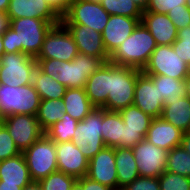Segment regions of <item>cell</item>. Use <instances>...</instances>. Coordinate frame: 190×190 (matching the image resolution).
Instances as JSON below:
<instances>
[{"label": "cell", "instance_id": "1", "mask_svg": "<svg viewBox=\"0 0 190 190\" xmlns=\"http://www.w3.org/2000/svg\"><path fill=\"white\" fill-rule=\"evenodd\" d=\"M58 24L37 18L11 19L8 29L2 34L4 52H21L36 58L46 34Z\"/></svg>", "mask_w": 190, "mask_h": 190}, {"label": "cell", "instance_id": "2", "mask_svg": "<svg viewBox=\"0 0 190 190\" xmlns=\"http://www.w3.org/2000/svg\"><path fill=\"white\" fill-rule=\"evenodd\" d=\"M37 66L67 88H85L88 78L106 63L102 58L79 53L72 61L35 59Z\"/></svg>", "mask_w": 190, "mask_h": 190}, {"label": "cell", "instance_id": "3", "mask_svg": "<svg viewBox=\"0 0 190 190\" xmlns=\"http://www.w3.org/2000/svg\"><path fill=\"white\" fill-rule=\"evenodd\" d=\"M157 46L149 30L140 22L132 34L111 54L109 62L142 71Z\"/></svg>", "mask_w": 190, "mask_h": 190}, {"label": "cell", "instance_id": "4", "mask_svg": "<svg viewBox=\"0 0 190 190\" xmlns=\"http://www.w3.org/2000/svg\"><path fill=\"white\" fill-rule=\"evenodd\" d=\"M141 70L108 62L109 94L102 107L119 112L133 105L137 76Z\"/></svg>", "mask_w": 190, "mask_h": 190}, {"label": "cell", "instance_id": "5", "mask_svg": "<svg viewBox=\"0 0 190 190\" xmlns=\"http://www.w3.org/2000/svg\"><path fill=\"white\" fill-rule=\"evenodd\" d=\"M40 96L32 84L11 87L0 84V116L13 114L35 115L40 106Z\"/></svg>", "mask_w": 190, "mask_h": 190}, {"label": "cell", "instance_id": "6", "mask_svg": "<svg viewBox=\"0 0 190 190\" xmlns=\"http://www.w3.org/2000/svg\"><path fill=\"white\" fill-rule=\"evenodd\" d=\"M32 181L47 177L58 171L55 142L45 134L22 152Z\"/></svg>", "mask_w": 190, "mask_h": 190}, {"label": "cell", "instance_id": "7", "mask_svg": "<svg viewBox=\"0 0 190 190\" xmlns=\"http://www.w3.org/2000/svg\"><path fill=\"white\" fill-rule=\"evenodd\" d=\"M102 108L95 107L82 121H79L73 136V143L84 156L91 160L106 147L102 139Z\"/></svg>", "mask_w": 190, "mask_h": 190}, {"label": "cell", "instance_id": "8", "mask_svg": "<svg viewBox=\"0 0 190 190\" xmlns=\"http://www.w3.org/2000/svg\"><path fill=\"white\" fill-rule=\"evenodd\" d=\"M0 62V84L17 88L32 84L35 58L21 52L5 53Z\"/></svg>", "mask_w": 190, "mask_h": 190}, {"label": "cell", "instance_id": "9", "mask_svg": "<svg viewBox=\"0 0 190 190\" xmlns=\"http://www.w3.org/2000/svg\"><path fill=\"white\" fill-rule=\"evenodd\" d=\"M189 70L190 66L180 58L179 54H175L172 45H158L142 72L146 75H164L184 80Z\"/></svg>", "mask_w": 190, "mask_h": 190}, {"label": "cell", "instance_id": "10", "mask_svg": "<svg viewBox=\"0 0 190 190\" xmlns=\"http://www.w3.org/2000/svg\"><path fill=\"white\" fill-rule=\"evenodd\" d=\"M79 54L68 29L62 24L53 26L46 34L42 48L35 59L72 61Z\"/></svg>", "mask_w": 190, "mask_h": 190}, {"label": "cell", "instance_id": "11", "mask_svg": "<svg viewBox=\"0 0 190 190\" xmlns=\"http://www.w3.org/2000/svg\"><path fill=\"white\" fill-rule=\"evenodd\" d=\"M109 16L110 14L100 3L89 0H74L68 11L61 17V23L89 26L102 34Z\"/></svg>", "mask_w": 190, "mask_h": 190}, {"label": "cell", "instance_id": "12", "mask_svg": "<svg viewBox=\"0 0 190 190\" xmlns=\"http://www.w3.org/2000/svg\"><path fill=\"white\" fill-rule=\"evenodd\" d=\"M1 123L21 153L45 134L35 115L13 114L2 118Z\"/></svg>", "mask_w": 190, "mask_h": 190}, {"label": "cell", "instance_id": "13", "mask_svg": "<svg viewBox=\"0 0 190 190\" xmlns=\"http://www.w3.org/2000/svg\"><path fill=\"white\" fill-rule=\"evenodd\" d=\"M139 176L159 177L166 171L168 151L155 146L144 138L132 147Z\"/></svg>", "mask_w": 190, "mask_h": 190}, {"label": "cell", "instance_id": "14", "mask_svg": "<svg viewBox=\"0 0 190 190\" xmlns=\"http://www.w3.org/2000/svg\"><path fill=\"white\" fill-rule=\"evenodd\" d=\"M133 105L152 118L161 117L163 112L164 100L159 95L158 87L142 71L137 76Z\"/></svg>", "mask_w": 190, "mask_h": 190}, {"label": "cell", "instance_id": "15", "mask_svg": "<svg viewBox=\"0 0 190 190\" xmlns=\"http://www.w3.org/2000/svg\"><path fill=\"white\" fill-rule=\"evenodd\" d=\"M86 176L113 190H118L115 147H104L89 160Z\"/></svg>", "mask_w": 190, "mask_h": 190}, {"label": "cell", "instance_id": "16", "mask_svg": "<svg viewBox=\"0 0 190 190\" xmlns=\"http://www.w3.org/2000/svg\"><path fill=\"white\" fill-rule=\"evenodd\" d=\"M55 150L58 171L74 176L76 179L87 175L89 160L73 141L55 143Z\"/></svg>", "mask_w": 190, "mask_h": 190}, {"label": "cell", "instance_id": "17", "mask_svg": "<svg viewBox=\"0 0 190 190\" xmlns=\"http://www.w3.org/2000/svg\"><path fill=\"white\" fill-rule=\"evenodd\" d=\"M141 19L121 15L109 16L102 33L103 45L109 56L132 34Z\"/></svg>", "mask_w": 190, "mask_h": 190}, {"label": "cell", "instance_id": "18", "mask_svg": "<svg viewBox=\"0 0 190 190\" xmlns=\"http://www.w3.org/2000/svg\"><path fill=\"white\" fill-rule=\"evenodd\" d=\"M8 19L37 18L49 23H61V17L45 0H10Z\"/></svg>", "mask_w": 190, "mask_h": 190}, {"label": "cell", "instance_id": "19", "mask_svg": "<svg viewBox=\"0 0 190 190\" xmlns=\"http://www.w3.org/2000/svg\"><path fill=\"white\" fill-rule=\"evenodd\" d=\"M71 33L81 54L102 58L109 62L110 56L104 48L102 34L89 26L79 24H63Z\"/></svg>", "mask_w": 190, "mask_h": 190}, {"label": "cell", "instance_id": "20", "mask_svg": "<svg viewBox=\"0 0 190 190\" xmlns=\"http://www.w3.org/2000/svg\"><path fill=\"white\" fill-rule=\"evenodd\" d=\"M184 132L176 128L173 124L165 121L162 117L153 118L146 139L155 146L164 150H171L181 146Z\"/></svg>", "mask_w": 190, "mask_h": 190}, {"label": "cell", "instance_id": "21", "mask_svg": "<svg viewBox=\"0 0 190 190\" xmlns=\"http://www.w3.org/2000/svg\"><path fill=\"white\" fill-rule=\"evenodd\" d=\"M141 22L149 30L157 45H172L177 29L167 14L143 12Z\"/></svg>", "mask_w": 190, "mask_h": 190}, {"label": "cell", "instance_id": "22", "mask_svg": "<svg viewBox=\"0 0 190 190\" xmlns=\"http://www.w3.org/2000/svg\"><path fill=\"white\" fill-rule=\"evenodd\" d=\"M161 117L182 132H190V99L165 100Z\"/></svg>", "mask_w": 190, "mask_h": 190}, {"label": "cell", "instance_id": "23", "mask_svg": "<svg viewBox=\"0 0 190 190\" xmlns=\"http://www.w3.org/2000/svg\"><path fill=\"white\" fill-rule=\"evenodd\" d=\"M85 91L95 107L102 108L106 104L109 94L108 62L88 78Z\"/></svg>", "mask_w": 190, "mask_h": 190}, {"label": "cell", "instance_id": "24", "mask_svg": "<svg viewBox=\"0 0 190 190\" xmlns=\"http://www.w3.org/2000/svg\"><path fill=\"white\" fill-rule=\"evenodd\" d=\"M0 181H3V184H30L32 182L22 153L0 161Z\"/></svg>", "mask_w": 190, "mask_h": 190}, {"label": "cell", "instance_id": "25", "mask_svg": "<svg viewBox=\"0 0 190 190\" xmlns=\"http://www.w3.org/2000/svg\"><path fill=\"white\" fill-rule=\"evenodd\" d=\"M115 164L118 190H121L139 176L132 148L115 147Z\"/></svg>", "mask_w": 190, "mask_h": 190}, {"label": "cell", "instance_id": "26", "mask_svg": "<svg viewBox=\"0 0 190 190\" xmlns=\"http://www.w3.org/2000/svg\"><path fill=\"white\" fill-rule=\"evenodd\" d=\"M62 100L65 113L78 122L82 121L95 108L86 95L85 88H67Z\"/></svg>", "mask_w": 190, "mask_h": 190}, {"label": "cell", "instance_id": "27", "mask_svg": "<svg viewBox=\"0 0 190 190\" xmlns=\"http://www.w3.org/2000/svg\"><path fill=\"white\" fill-rule=\"evenodd\" d=\"M123 125L119 112L102 108V139L106 147H123Z\"/></svg>", "mask_w": 190, "mask_h": 190}, {"label": "cell", "instance_id": "28", "mask_svg": "<svg viewBox=\"0 0 190 190\" xmlns=\"http://www.w3.org/2000/svg\"><path fill=\"white\" fill-rule=\"evenodd\" d=\"M32 85L41 100L62 99L67 90L66 86L45 74L38 66L33 74Z\"/></svg>", "mask_w": 190, "mask_h": 190}, {"label": "cell", "instance_id": "29", "mask_svg": "<svg viewBox=\"0 0 190 190\" xmlns=\"http://www.w3.org/2000/svg\"><path fill=\"white\" fill-rule=\"evenodd\" d=\"M65 108L62 99L41 100L36 118L45 132L64 116Z\"/></svg>", "mask_w": 190, "mask_h": 190}, {"label": "cell", "instance_id": "30", "mask_svg": "<svg viewBox=\"0 0 190 190\" xmlns=\"http://www.w3.org/2000/svg\"><path fill=\"white\" fill-rule=\"evenodd\" d=\"M158 87L163 100L182 99L186 96L184 80L170 78L164 75H148Z\"/></svg>", "mask_w": 190, "mask_h": 190}, {"label": "cell", "instance_id": "31", "mask_svg": "<svg viewBox=\"0 0 190 190\" xmlns=\"http://www.w3.org/2000/svg\"><path fill=\"white\" fill-rule=\"evenodd\" d=\"M122 120L131 131H139V133L146 138L152 117L147 113H144L135 105H130L125 109L119 111Z\"/></svg>", "mask_w": 190, "mask_h": 190}, {"label": "cell", "instance_id": "32", "mask_svg": "<svg viewBox=\"0 0 190 190\" xmlns=\"http://www.w3.org/2000/svg\"><path fill=\"white\" fill-rule=\"evenodd\" d=\"M77 124V120L73 119L68 113L64 112L62 119L52 125L44 133L55 143L73 141V136Z\"/></svg>", "mask_w": 190, "mask_h": 190}, {"label": "cell", "instance_id": "33", "mask_svg": "<svg viewBox=\"0 0 190 190\" xmlns=\"http://www.w3.org/2000/svg\"><path fill=\"white\" fill-rule=\"evenodd\" d=\"M166 171L190 178V154L182 146L168 151Z\"/></svg>", "mask_w": 190, "mask_h": 190}, {"label": "cell", "instance_id": "34", "mask_svg": "<svg viewBox=\"0 0 190 190\" xmlns=\"http://www.w3.org/2000/svg\"><path fill=\"white\" fill-rule=\"evenodd\" d=\"M100 4L110 15L142 18L143 11L132 0H102Z\"/></svg>", "mask_w": 190, "mask_h": 190}, {"label": "cell", "instance_id": "35", "mask_svg": "<svg viewBox=\"0 0 190 190\" xmlns=\"http://www.w3.org/2000/svg\"><path fill=\"white\" fill-rule=\"evenodd\" d=\"M76 180L74 176L56 171L38 182L42 190H71Z\"/></svg>", "mask_w": 190, "mask_h": 190}, {"label": "cell", "instance_id": "36", "mask_svg": "<svg viewBox=\"0 0 190 190\" xmlns=\"http://www.w3.org/2000/svg\"><path fill=\"white\" fill-rule=\"evenodd\" d=\"M160 190H190V178L169 171L158 177Z\"/></svg>", "mask_w": 190, "mask_h": 190}, {"label": "cell", "instance_id": "37", "mask_svg": "<svg viewBox=\"0 0 190 190\" xmlns=\"http://www.w3.org/2000/svg\"><path fill=\"white\" fill-rule=\"evenodd\" d=\"M175 54L190 66V25L177 30V39L172 44Z\"/></svg>", "mask_w": 190, "mask_h": 190}, {"label": "cell", "instance_id": "38", "mask_svg": "<svg viewBox=\"0 0 190 190\" xmlns=\"http://www.w3.org/2000/svg\"><path fill=\"white\" fill-rule=\"evenodd\" d=\"M21 154L7 128L0 123V161Z\"/></svg>", "mask_w": 190, "mask_h": 190}, {"label": "cell", "instance_id": "39", "mask_svg": "<svg viewBox=\"0 0 190 190\" xmlns=\"http://www.w3.org/2000/svg\"><path fill=\"white\" fill-rule=\"evenodd\" d=\"M186 7V0H149L147 8L143 12L168 14L171 9Z\"/></svg>", "mask_w": 190, "mask_h": 190}, {"label": "cell", "instance_id": "40", "mask_svg": "<svg viewBox=\"0 0 190 190\" xmlns=\"http://www.w3.org/2000/svg\"><path fill=\"white\" fill-rule=\"evenodd\" d=\"M121 190H160L158 177L138 176Z\"/></svg>", "mask_w": 190, "mask_h": 190}, {"label": "cell", "instance_id": "41", "mask_svg": "<svg viewBox=\"0 0 190 190\" xmlns=\"http://www.w3.org/2000/svg\"><path fill=\"white\" fill-rule=\"evenodd\" d=\"M168 17L174 23L177 30L183 29L190 25V9L176 8L168 12Z\"/></svg>", "mask_w": 190, "mask_h": 190}, {"label": "cell", "instance_id": "42", "mask_svg": "<svg viewBox=\"0 0 190 190\" xmlns=\"http://www.w3.org/2000/svg\"><path fill=\"white\" fill-rule=\"evenodd\" d=\"M143 139L139 131H131L125 124L123 125V147L132 148Z\"/></svg>", "mask_w": 190, "mask_h": 190}, {"label": "cell", "instance_id": "43", "mask_svg": "<svg viewBox=\"0 0 190 190\" xmlns=\"http://www.w3.org/2000/svg\"><path fill=\"white\" fill-rule=\"evenodd\" d=\"M54 9V11L62 17L69 9L74 0H45Z\"/></svg>", "mask_w": 190, "mask_h": 190}, {"label": "cell", "instance_id": "44", "mask_svg": "<svg viewBox=\"0 0 190 190\" xmlns=\"http://www.w3.org/2000/svg\"><path fill=\"white\" fill-rule=\"evenodd\" d=\"M77 181L82 185L83 190H113L99 182H96L87 176L78 178Z\"/></svg>", "mask_w": 190, "mask_h": 190}, {"label": "cell", "instance_id": "45", "mask_svg": "<svg viewBox=\"0 0 190 190\" xmlns=\"http://www.w3.org/2000/svg\"><path fill=\"white\" fill-rule=\"evenodd\" d=\"M10 20L6 13L0 12V34H3L9 27Z\"/></svg>", "mask_w": 190, "mask_h": 190}, {"label": "cell", "instance_id": "46", "mask_svg": "<svg viewBox=\"0 0 190 190\" xmlns=\"http://www.w3.org/2000/svg\"><path fill=\"white\" fill-rule=\"evenodd\" d=\"M29 184H3V181H0V190H22Z\"/></svg>", "mask_w": 190, "mask_h": 190}, {"label": "cell", "instance_id": "47", "mask_svg": "<svg viewBox=\"0 0 190 190\" xmlns=\"http://www.w3.org/2000/svg\"><path fill=\"white\" fill-rule=\"evenodd\" d=\"M181 146L190 154V132H185L183 134Z\"/></svg>", "mask_w": 190, "mask_h": 190}, {"label": "cell", "instance_id": "48", "mask_svg": "<svg viewBox=\"0 0 190 190\" xmlns=\"http://www.w3.org/2000/svg\"><path fill=\"white\" fill-rule=\"evenodd\" d=\"M22 190H42L39 182L32 181L29 185L22 188Z\"/></svg>", "mask_w": 190, "mask_h": 190}, {"label": "cell", "instance_id": "49", "mask_svg": "<svg viewBox=\"0 0 190 190\" xmlns=\"http://www.w3.org/2000/svg\"><path fill=\"white\" fill-rule=\"evenodd\" d=\"M186 96L190 99V70L188 75L184 78Z\"/></svg>", "mask_w": 190, "mask_h": 190}, {"label": "cell", "instance_id": "50", "mask_svg": "<svg viewBox=\"0 0 190 190\" xmlns=\"http://www.w3.org/2000/svg\"><path fill=\"white\" fill-rule=\"evenodd\" d=\"M135 4L138 5V7L142 10V11H145L147 6H148V3H149V0H132Z\"/></svg>", "mask_w": 190, "mask_h": 190}, {"label": "cell", "instance_id": "51", "mask_svg": "<svg viewBox=\"0 0 190 190\" xmlns=\"http://www.w3.org/2000/svg\"><path fill=\"white\" fill-rule=\"evenodd\" d=\"M10 0H0V12L6 13Z\"/></svg>", "mask_w": 190, "mask_h": 190}, {"label": "cell", "instance_id": "52", "mask_svg": "<svg viewBox=\"0 0 190 190\" xmlns=\"http://www.w3.org/2000/svg\"><path fill=\"white\" fill-rule=\"evenodd\" d=\"M71 190H83L82 185L76 180L72 185Z\"/></svg>", "mask_w": 190, "mask_h": 190}, {"label": "cell", "instance_id": "53", "mask_svg": "<svg viewBox=\"0 0 190 190\" xmlns=\"http://www.w3.org/2000/svg\"><path fill=\"white\" fill-rule=\"evenodd\" d=\"M5 54L4 47L2 43V34H0V58Z\"/></svg>", "mask_w": 190, "mask_h": 190}, {"label": "cell", "instance_id": "54", "mask_svg": "<svg viewBox=\"0 0 190 190\" xmlns=\"http://www.w3.org/2000/svg\"><path fill=\"white\" fill-rule=\"evenodd\" d=\"M186 6L190 9V0H186Z\"/></svg>", "mask_w": 190, "mask_h": 190}, {"label": "cell", "instance_id": "55", "mask_svg": "<svg viewBox=\"0 0 190 190\" xmlns=\"http://www.w3.org/2000/svg\"><path fill=\"white\" fill-rule=\"evenodd\" d=\"M89 1H93V2H96V3H101L102 0H89Z\"/></svg>", "mask_w": 190, "mask_h": 190}]
</instances>
